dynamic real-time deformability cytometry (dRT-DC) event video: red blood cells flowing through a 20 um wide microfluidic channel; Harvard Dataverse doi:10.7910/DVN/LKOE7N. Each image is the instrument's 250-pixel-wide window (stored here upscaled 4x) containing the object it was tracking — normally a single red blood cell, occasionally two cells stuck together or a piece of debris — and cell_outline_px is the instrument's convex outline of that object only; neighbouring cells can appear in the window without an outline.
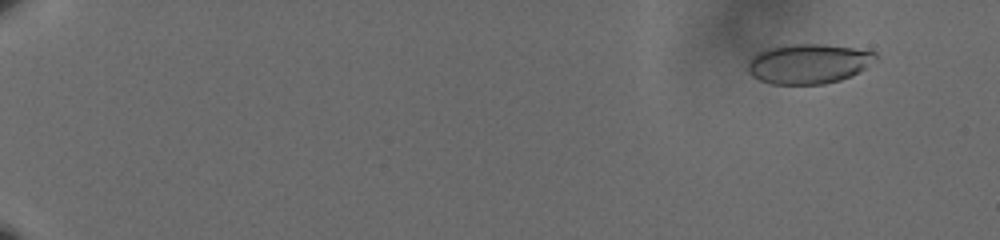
{"species": "human", "species_latin": "Homo sapiens", "temperature_condition": "cold", "stored_images_in_passage": 61, "camera_frame_rate_fps": 3000, "um_per_image_px": 0.085, "donor": {"sex": "male"}, "frame": {"image": 1, "passage_image": 6, "time_ms": 1.667, "image_size_px": [1000, 240], "cell_outline_px": [[876, 56], [860, 72], [852, 76], [840, 80], [824, 84], [772, 84], [760, 80], [752, 76], [748, 72], [748, 60], [756, 52], [768, 48], [792, 44], [820, 44], [852, 48], [876, 52]], "centroid_in_image_um": [68.66, 5.42], "position_along_channel_um": 16.3, "area_um2": 29.48}}
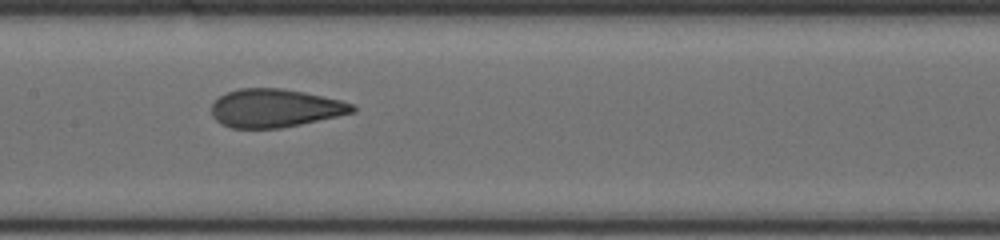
{"frame": {"image": 2, "passage_image": 35, "time_ms": 11.333, "image_size_px": [1000, 240], "cell_outline_px": [[356, 112], [300, 124], [280, 128], [232, 128], [220, 124], [212, 116], [212, 104], [220, 96], [228, 92], [240, 88], [280, 88], [304, 92], [340, 100], [352, 104], [356, 108]], "centroid_in_image_um": [23.36, 9.19], "position_along_channel_um": 184.0, "area_um2": 31.27}}
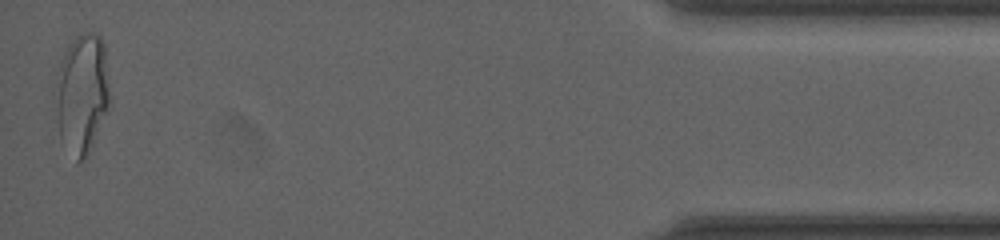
{"frame": {"image": 3, "passage_image": 61, "time_ms": 20.0, "image_size_px": [1000, 240], "cell_outline_px": [[108, 112], [84, 160], [76, 164], [60, 140], [56, 108], [60, 64], [68, 44], [76, 36], [84, 32], [96, 32], [100, 36], [104, 44], [108, 92]], "centroid_in_image_um": [6.98, 8.0], "position_along_channel_um": 428.2, "area_um2": 37.34}, "authors_computed_cell_mechanics": {"area_um2": 31.2698, "velocity_mm_per_s": 3.6012, "shape_relaxation_time_tau1_ms": null, "shape_relaxation_time_tau2_ms": 0.8952, "deformation_change_tau1": null, "deformation_change_tau2": 0.0756}}